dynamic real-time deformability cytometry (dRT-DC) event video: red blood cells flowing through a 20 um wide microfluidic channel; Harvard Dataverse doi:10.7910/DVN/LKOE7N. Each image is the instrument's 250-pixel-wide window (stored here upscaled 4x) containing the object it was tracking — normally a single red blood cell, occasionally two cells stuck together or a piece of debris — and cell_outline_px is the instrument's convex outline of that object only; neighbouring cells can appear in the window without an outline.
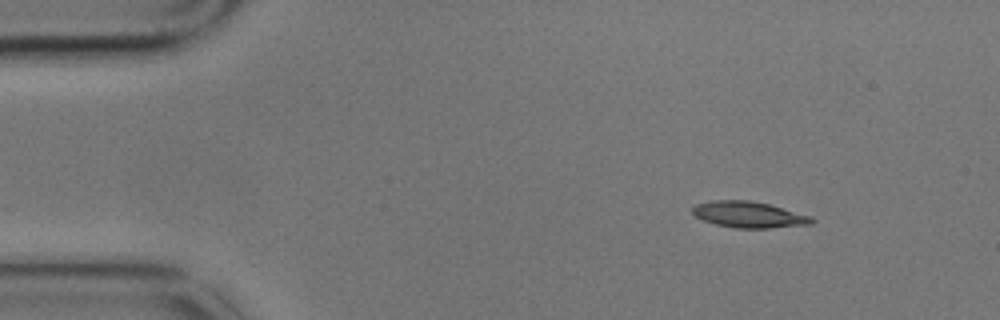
{"species": "common noctule bat (a hibernating species)", "species_latin": "Nyctalus noctula", "temperature_condition": "cold", "stored_images_in_passage": 5, "camera_frame_rate_fps": 3000, "um_per_image_px": 0.085, "animal": {"sex": "male", "body_mass_g": 17.9}, "frame": {"image": 1, "passage_image": 1, "time_ms": 0.0, "image_size_px": [1000, 320], "cell_outline_px": [[816, 220], [812, 224], [768, 228], [732, 228], [716, 224], [704, 220], [696, 216], [692, 212], [692, 208], [696, 204], [712, 200], [748, 200], [768, 204], [812, 216]], "centroid_in_image_um": [63.67, 18.24], "position_along_channel_um": 21.3, "area_um2": 18.15}}
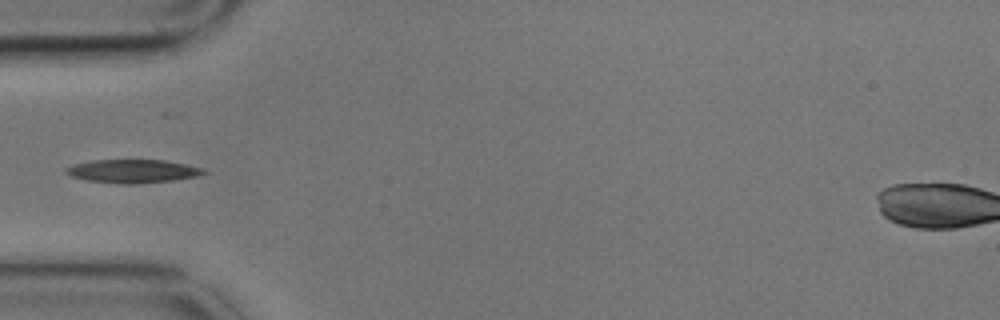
{"frame": {"image": 2, "passage_image": 4, "time_ms": 1.0, "image_size_px": [1000, 320], "cell_outline_px": [[208, 172], [196, 176], [172, 180], [136, 184], [120, 184], [88, 180], [72, 176], [64, 172], [64, 168], [76, 164], [92, 160], [164, 160], [204, 168]], "centroid_in_image_um": [11.28, 14.55], "position_along_channel_um": 73.7, "area_um2": 18.61}}